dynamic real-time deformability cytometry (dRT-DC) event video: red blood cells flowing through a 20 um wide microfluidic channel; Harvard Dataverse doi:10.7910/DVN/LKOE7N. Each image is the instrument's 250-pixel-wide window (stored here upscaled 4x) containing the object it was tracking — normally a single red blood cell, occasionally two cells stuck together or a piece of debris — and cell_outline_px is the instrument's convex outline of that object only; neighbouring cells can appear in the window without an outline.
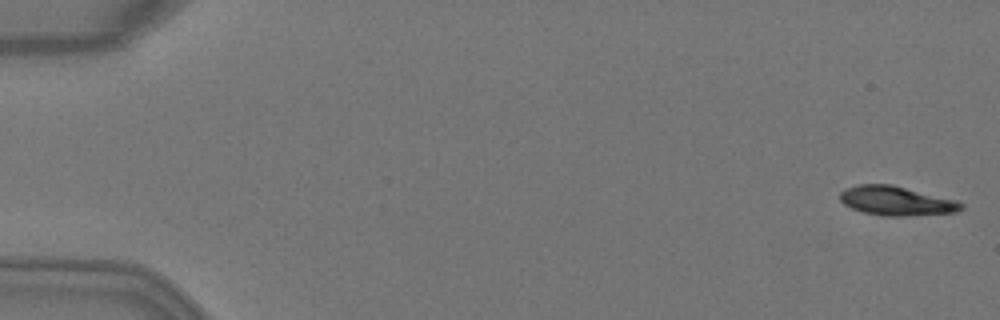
{"species": "Egyptian fruit bat (a non-hibernating species)", "species_latin": "Rousettus aegyptiacus", "temperature_condition": "warm", "stored_images_in_passage": 50, "camera_frame_rate_fps": 3000, "um_per_image_px": 0.085, "animal": {"sex": "female"}, "frame": {"image": 1, "passage_image": 1, "time_ms": 0.0, "image_size_px": [1000, 320], "cell_outline_px": [[964, 208], [956, 212], [908, 216], [884, 216], [864, 212], [852, 208], [844, 204], [840, 200], [840, 192], [844, 188], [860, 184], [892, 184], [960, 200], [964, 204]], "centroid_in_image_um": [76.24, 17.06], "position_along_channel_um": 8.8, "area_um2": 20.98}}
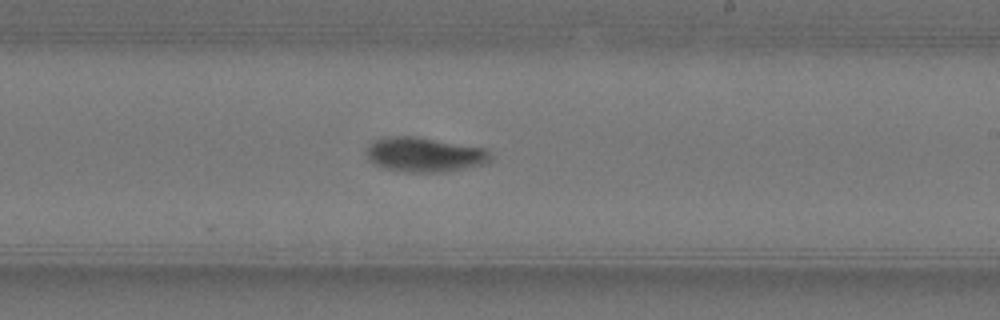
{"frame": {"image": 2, "passage_image": 30, "time_ms": 9.667, "image_size_px": [1000, 320], "cell_outline_px": [[492, 160], [484, 164], [440, 172], [404, 172], [384, 168], [368, 160], [364, 152], [368, 144], [376, 140], [396, 136], [416, 136], [484, 148], [492, 156]], "centroid_in_image_um": [36.04, 13.14], "position_along_channel_um": 253.0, "area_um2": 24.91}}
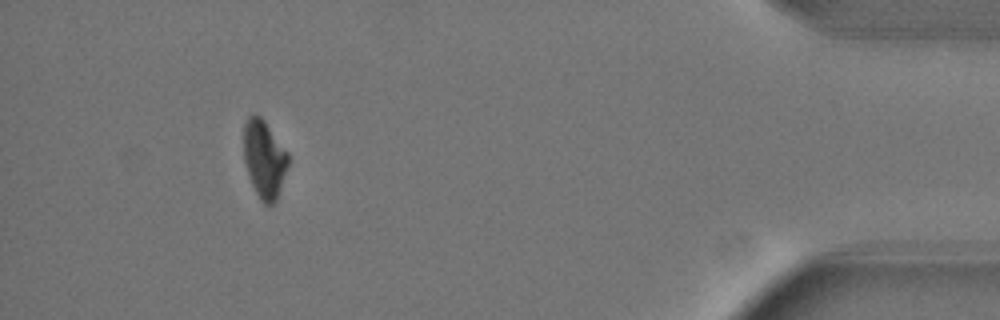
{"frame": {"image": 3, "passage_image": 46, "time_ms": 15.0, "image_size_px": [1000, 320], "cell_outline_px": [[288, 164], [276, 204], [264, 204], [260, 200], [252, 184], [244, 160], [244, 124], [248, 116], [252, 112], [260, 116], [264, 120], [288, 152]], "centroid_in_image_um": [22.46, 13.51], "position_along_channel_um": 412.7, "area_um2": 20.17}, "authors_computed_cell_mechanics": {"area_um2": 23.2934, "velocity_mm_per_s": 4.0725, "shape_relaxation_time_tau1_ms": 4.6066, "shape_relaxation_time_tau2_ms": null, "deformation_change_tau1": 0.1876, "deformation_change_tau2": null}}